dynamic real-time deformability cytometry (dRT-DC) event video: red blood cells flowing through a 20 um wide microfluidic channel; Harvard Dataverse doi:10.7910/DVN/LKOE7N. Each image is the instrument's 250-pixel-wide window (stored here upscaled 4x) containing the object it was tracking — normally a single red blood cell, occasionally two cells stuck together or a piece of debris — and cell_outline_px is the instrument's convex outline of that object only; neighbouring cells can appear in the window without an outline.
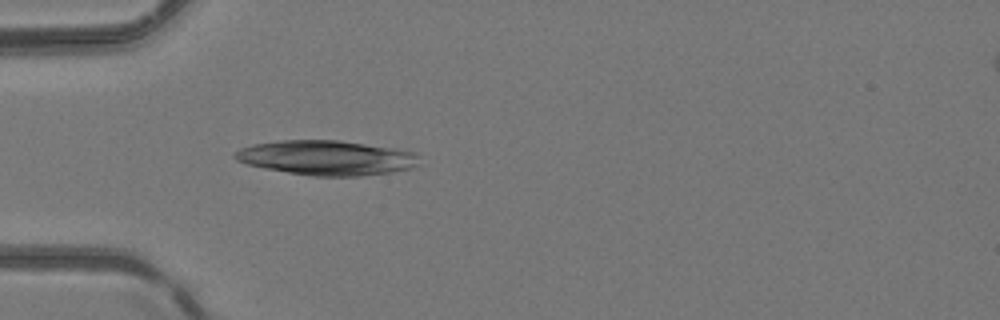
{"species": "common noctule bat (a hibernating species)", "species_latin": "Nyctalus noctula", "temperature_condition": "room temperature", "stored_images_in_passage": 4, "camera_frame_rate_fps": 3000, "um_per_image_px": 0.085, "animal": {"sex": "female", "body_mass_g": 24.6, "forearm_length_mm": 56.2}, "frame": {"image": 1, "passage_image": 4, "time_ms": 3.333, "image_size_px": [1000, 320], "cell_outline_px": [[416, 164], [412, 168], [392, 172], [360, 176], [312, 176], [264, 168], [248, 164], [236, 160], [232, 156], [232, 152], [240, 148], [252, 144], [280, 140], [340, 140], [392, 148], [416, 152]], "centroid_in_image_um": [27.69, 13.4], "position_along_channel_um": 57.3, "area_um2": 37.22}}